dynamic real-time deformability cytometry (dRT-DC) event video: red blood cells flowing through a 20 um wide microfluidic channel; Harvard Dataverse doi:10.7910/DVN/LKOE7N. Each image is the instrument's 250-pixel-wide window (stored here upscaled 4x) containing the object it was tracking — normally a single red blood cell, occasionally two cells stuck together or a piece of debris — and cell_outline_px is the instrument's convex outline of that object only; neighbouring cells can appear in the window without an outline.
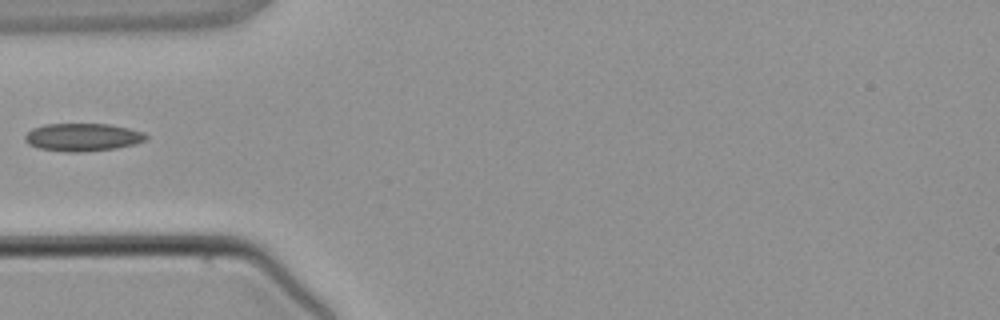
{"species": "common noctule bat (a hibernating species)", "species_latin": "Nyctalus noctula", "temperature_condition": "warm", "stored_images_in_passage": 5, "camera_frame_rate_fps": 3000, "um_per_image_px": 0.085, "animal": {"sex": "male", "body_mass_g": 21.5, "forearm_length_mm": 52.0}, "frame": {"image": 1, "passage_image": 5, "time_ms": 5.0, "image_size_px": [1000, 320], "cell_outline_px": [[148, 136], [144, 140], [136, 144], [116, 148], [80, 152], [68, 152], [40, 148], [28, 144], [24, 140], [24, 136], [32, 128], [44, 124], [108, 124], [128, 128], [144, 132]], "centroid_in_image_um": [7.01, 11.66], "position_along_channel_um": 78.0, "area_um2": 19.59}}